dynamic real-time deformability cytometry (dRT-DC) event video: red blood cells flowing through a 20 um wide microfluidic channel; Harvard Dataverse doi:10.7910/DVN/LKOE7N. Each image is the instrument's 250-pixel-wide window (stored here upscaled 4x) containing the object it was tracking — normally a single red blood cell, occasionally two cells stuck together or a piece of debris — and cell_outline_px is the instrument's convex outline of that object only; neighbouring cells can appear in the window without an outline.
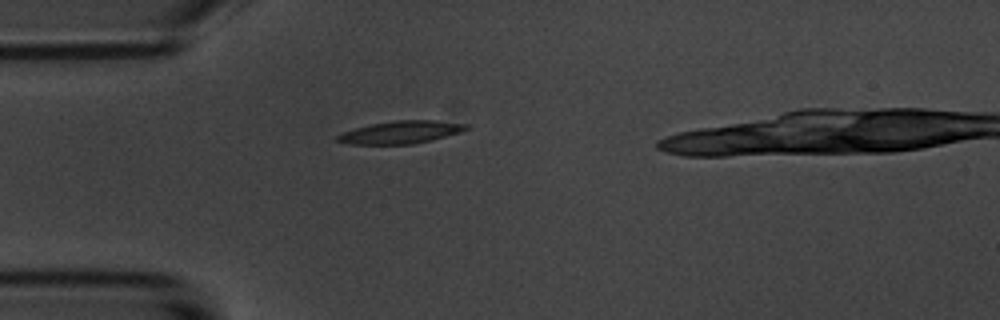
{"species": "common noctule bat (a hibernating species)", "species_latin": "Nyctalus noctula", "temperature_condition": "room temperature", "stored_images_in_passage": 8, "camera_frame_rate_fps": 3000, "um_per_image_px": 0.085, "animal": {"sex": "male", "body_mass_g": 20.1, "forearm_length_mm": 53.5}, "frame": {"image": 1, "passage_image": 1, "time_ms": 0.0, "image_size_px": [1000, 320], "cell_outline_px": [[968, 136], [908, 148], [860, 148], [844, 140], [840, 136], [952, 116], [968, 116]], "centroid_in_image_um": [77.52, 11.38], "position_along_channel_um": 7.5, "area_um2": 18.15}}